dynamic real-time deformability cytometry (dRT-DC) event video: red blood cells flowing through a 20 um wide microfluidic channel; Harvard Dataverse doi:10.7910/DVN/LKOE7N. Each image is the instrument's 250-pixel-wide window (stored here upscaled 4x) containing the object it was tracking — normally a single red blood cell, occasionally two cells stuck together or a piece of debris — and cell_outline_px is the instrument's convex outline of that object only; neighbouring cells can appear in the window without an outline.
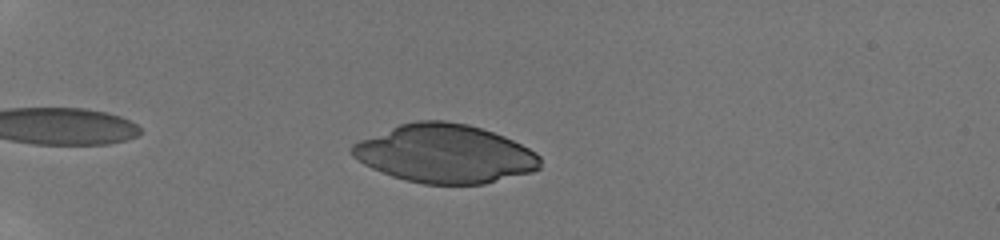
{"species": "human", "species_latin": "Homo sapiens", "temperature_condition": "room temperature", "stored_images_in_passage": 57, "camera_frame_rate_fps": 3000, "um_per_image_px": 0.085, "donor": {"sex": "male"}, "frame": {"image": 1, "passage_image": 12, "time_ms": 2.0, "image_size_px": [1000, 240], "cell_outline_px": [[540, 168], [532, 172], [484, 184], [424, 184], [404, 180], [392, 176], [372, 168], [364, 164], [352, 156], [352, 144], [360, 140], [400, 124], [416, 120], [444, 120], [468, 124], [504, 136], [536, 152], [540, 156]], "centroid_in_image_um": [37.82, 13.07], "position_along_channel_um": 47.2, "area_um2": 63.93}}